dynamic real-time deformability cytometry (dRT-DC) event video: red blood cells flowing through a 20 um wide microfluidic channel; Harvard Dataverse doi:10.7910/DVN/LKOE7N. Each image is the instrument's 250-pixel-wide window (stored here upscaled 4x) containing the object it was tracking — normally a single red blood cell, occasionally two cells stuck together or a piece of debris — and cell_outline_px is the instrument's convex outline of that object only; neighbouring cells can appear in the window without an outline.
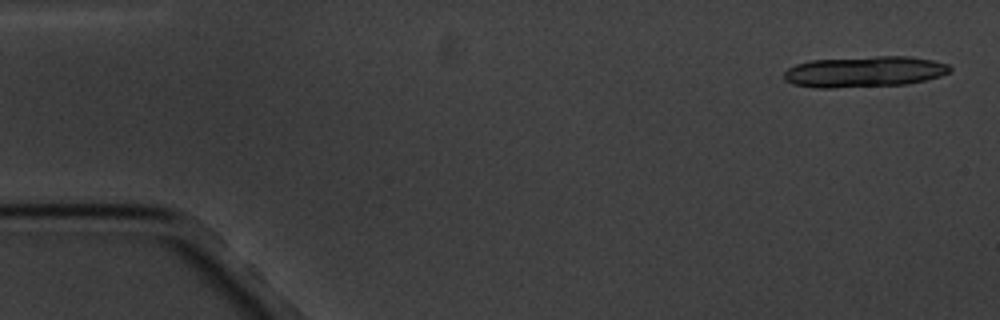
{"species": "common noctule bat (a hibernating species)", "species_latin": "Nyctalus noctula", "temperature_condition": "cold", "stored_images_in_passage": 6, "camera_frame_rate_fps": 3000, "um_per_image_px": 0.085, "animal": {"sex": "male", "body_mass_g": 20.1, "forearm_length_mm": 53.5}, "frame": {"image": 1, "passage_image": 1, "time_ms": 0.0, "image_size_px": [1000, 320], "cell_outline_px": [[952, 68], [948, 72], [940, 76], [908, 84], [832, 88], [820, 88], [792, 84], [784, 80], [784, 72], [788, 68], [796, 64], [808, 60], [876, 56], [908, 56], [932, 60], [948, 64]], "centroid_in_image_um": [73.44, 6.09], "position_along_channel_um": 11.6, "area_um2": 30.0}}